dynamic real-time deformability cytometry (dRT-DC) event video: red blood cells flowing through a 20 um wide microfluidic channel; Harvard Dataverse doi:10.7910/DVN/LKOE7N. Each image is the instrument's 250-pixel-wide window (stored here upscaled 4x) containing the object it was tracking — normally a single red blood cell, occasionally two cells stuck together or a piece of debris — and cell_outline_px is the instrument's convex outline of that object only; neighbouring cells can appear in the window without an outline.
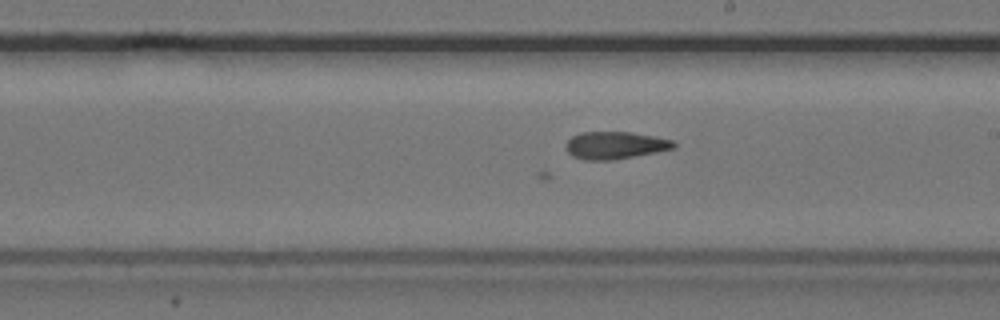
{"species": "common noctule bat (a hibernating species)", "species_latin": "Nyctalus noctula", "temperature_condition": "cold", "stored_images_in_passage": 38, "camera_frame_rate_fps": 3000, "um_per_image_px": 0.085, "animal": {"sex": "female", "body_mass_g": 24.6, "forearm_length_mm": 56.2}, "frame": {"image": 1, "passage_image": 22, "time_ms": 7.0, "image_size_px": [1000, 320], "cell_outline_px": [[676, 148], [656, 152], [612, 160], [584, 160], [572, 156], [568, 152], [568, 140], [572, 136], [580, 132], [632, 132], [656, 136], [672, 140], [676, 144]], "centroid_in_image_um": [52.32, 12.34], "position_along_channel_um": 236.7, "area_um2": 17.17}}